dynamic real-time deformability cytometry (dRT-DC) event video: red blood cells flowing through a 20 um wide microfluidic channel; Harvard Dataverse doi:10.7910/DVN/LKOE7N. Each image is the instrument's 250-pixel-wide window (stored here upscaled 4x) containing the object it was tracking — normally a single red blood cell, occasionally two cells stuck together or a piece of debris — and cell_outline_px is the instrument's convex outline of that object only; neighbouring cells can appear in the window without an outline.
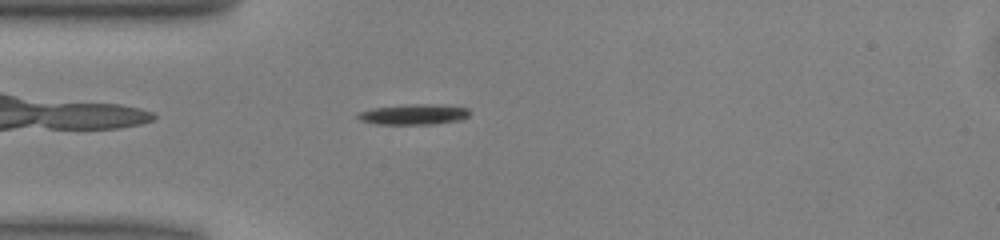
{"species": "common noctule bat (a hibernating species)", "species_latin": "Nyctalus noctula", "temperature_condition": "warm", "stored_images_in_passage": 42, "camera_frame_rate_fps": 3000, "um_per_image_px": 0.085, "animal": {"sex": "male", "body_mass_g": 13.0, "forearm_length_mm": 53.1}, "frame": {"image": 1, "passage_image": 4, "time_ms": 1.0, "image_size_px": [1000, 240], "cell_outline_px": [[472, 112], [468, 116], [460, 120], [432, 124], [376, 124], [360, 120], [356, 116], [360, 112], [372, 108], [412, 104], [432, 104], [468, 108]], "centroid_in_image_um": [35.18, 9.72], "position_along_channel_um": 49.8, "area_um2": 13.24}}
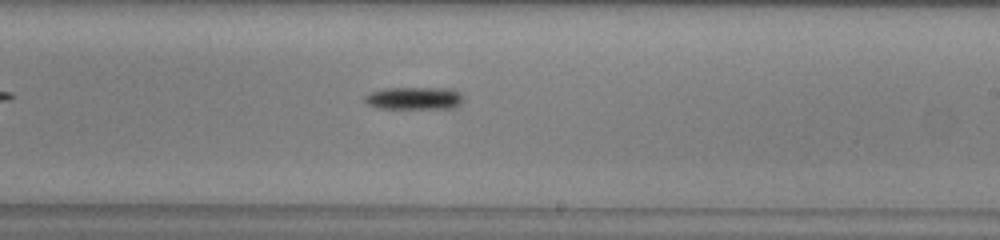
{"frame": {"image": 2, "passage_image": 20, "time_ms": 6.333, "image_size_px": [1000, 240], "cell_outline_px": [[460, 104], [456, 108], [380, 108], [368, 104], [364, 100], [364, 96], [372, 92], [384, 88], [452, 88], [460, 92]], "centroid_in_image_um": [35.21, 8.34], "position_along_channel_um": 253.8, "area_um2": 12.83}}
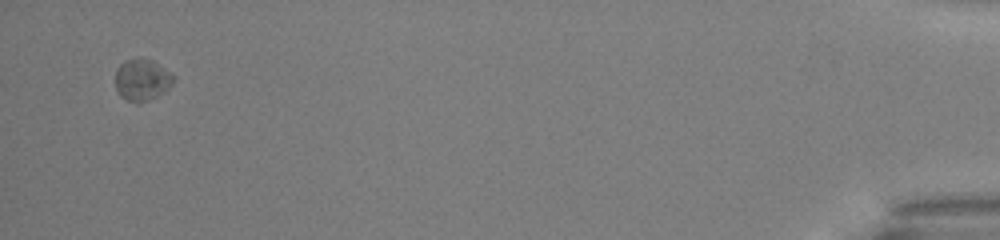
{"frame": {"image": 3, "passage_image": 40, "time_ms": 13.0, "image_size_px": [1000, 240], "cell_outline_px": [[176, 80], [164, 92], [148, 100], [136, 104], [120, 96], [116, 92], [116, 68], [124, 60], [152, 60], [172, 72], [176, 76]], "centroid_in_image_um": [12.09, 6.81], "position_along_channel_um": 423.1, "area_um2": 14.16}, "authors_computed_cell_mechanics": {"area_um2": 12.9183, "velocity_mm_per_s": 3.9693, "shape_relaxation_time_tau1_ms": 1.4201, "shape_relaxation_time_tau2_ms": null, "deformation_change_tau1": 0.1219, "deformation_change_tau2": null}}